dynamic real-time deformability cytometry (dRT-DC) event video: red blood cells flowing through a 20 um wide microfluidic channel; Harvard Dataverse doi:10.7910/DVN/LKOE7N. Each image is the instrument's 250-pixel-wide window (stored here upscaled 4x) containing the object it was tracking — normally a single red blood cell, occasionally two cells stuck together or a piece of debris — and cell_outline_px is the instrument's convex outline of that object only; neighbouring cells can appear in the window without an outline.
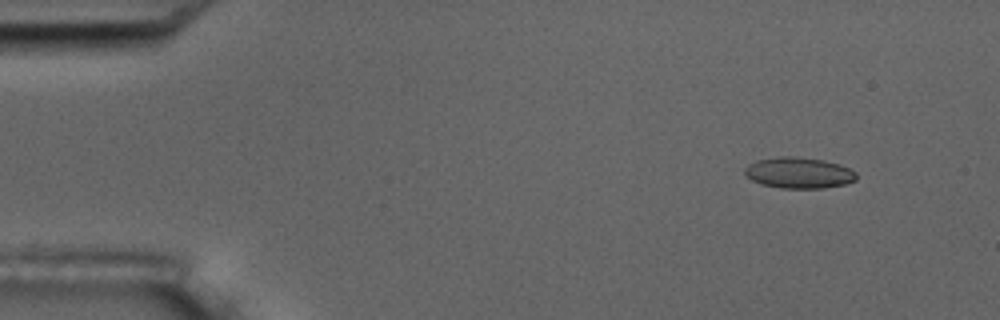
{"species": "common noctule bat (a hibernating species)", "species_latin": "Nyctalus noctula", "temperature_condition": "room temperature", "stored_images_in_passage": 6, "segment_of_instrument_passage": [1, 2], "camera_frame_rate_fps": 3000, "um_per_image_px": 0.085, "animal": {"sex": "male", "body_mass_g": 17.5, "forearm_length_mm": 52.3}, "frame": {"image": 1, "passage_image": 2, "time_ms": 1.0, "image_size_px": [1000, 320], "cell_outline_px": [[856, 180], [844, 184], [824, 188], [780, 188], [760, 184], [752, 180], [744, 172], [744, 168], [748, 164], [756, 160], [776, 156], [796, 156], [824, 160], [840, 164], [856, 172]], "centroid_in_image_um": [67.88, 14.68], "position_along_channel_um": 17.1, "area_um2": 20.35}}